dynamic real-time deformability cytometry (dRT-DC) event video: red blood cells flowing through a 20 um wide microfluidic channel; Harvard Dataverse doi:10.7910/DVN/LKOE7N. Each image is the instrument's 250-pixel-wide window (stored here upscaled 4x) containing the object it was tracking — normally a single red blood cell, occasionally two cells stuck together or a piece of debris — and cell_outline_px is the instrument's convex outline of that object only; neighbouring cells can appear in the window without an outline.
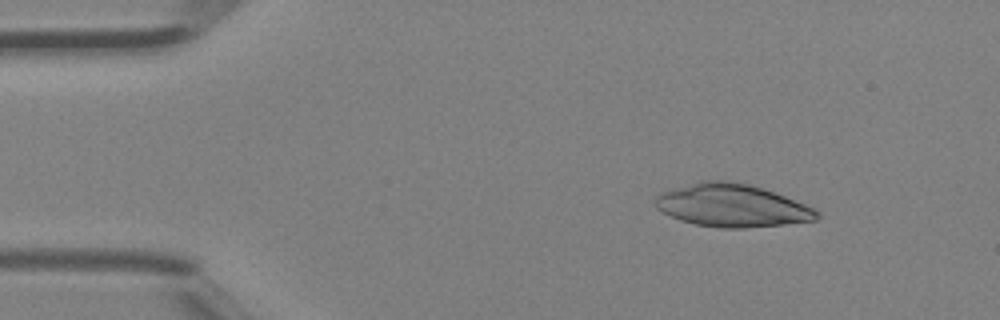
{"species": "Egyptian fruit bat (a non-hibernating species)", "species_latin": "Rousettus aegyptiacus", "temperature_condition": "room temperature", "stored_images_in_passage": 45, "camera_frame_rate_fps": 3000, "um_per_image_px": 0.085, "animal": {"sex": "female"}, "frame": {"image": 1, "passage_image": 6, "time_ms": 1.667, "image_size_px": [1000, 320], "cell_outline_px": [[820, 216], [816, 220], [744, 228], [720, 228], [696, 224], [680, 220], [656, 208], [656, 196], [660, 192], [672, 188], [700, 180], [728, 180], [748, 184], [764, 188], [804, 204], [820, 212]], "centroid_in_image_um": [62.19, 17.45], "position_along_channel_um": 22.8, "area_um2": 40.11}}